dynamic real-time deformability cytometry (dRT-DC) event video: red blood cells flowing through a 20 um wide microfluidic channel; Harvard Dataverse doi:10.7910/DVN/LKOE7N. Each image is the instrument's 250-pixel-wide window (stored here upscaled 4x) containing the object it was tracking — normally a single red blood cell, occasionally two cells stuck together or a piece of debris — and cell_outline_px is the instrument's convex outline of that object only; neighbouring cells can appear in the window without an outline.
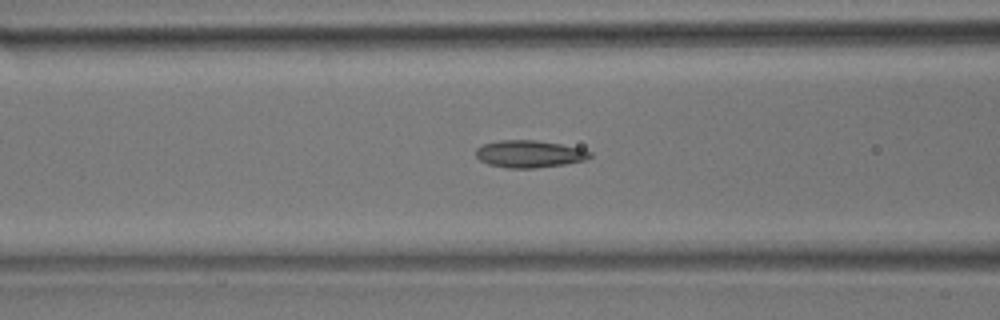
{"species": "common noctule bat (a hibernating species)", "species_latin": "Nyctalus noctula", "temperature_condition": "room temperature", "stored_images_in_passage": 46, "camera_frame_rate_fps": 3000, "um_per_image_px": 0.085, "animal": {"sex": "male", "body_mass_g": 17.9}, "frame": {"image": 1, "passage_image": 18, "time_ms": 5.667, "image_size_px": [1000, 320], "cell_outline_px": [[592, 156], [584, 160], [564, 164], [536, 168], [508, 168], [488, 164], [480, 160], [476, 156], [476, 148], [484, 144], [500, 140], [536, 140], [584, 148], [592, 152]], "centroid_in_image_um": [45.02, 13.08], "position_along_channel_um": 121.6, "area_um2": 18.15}}
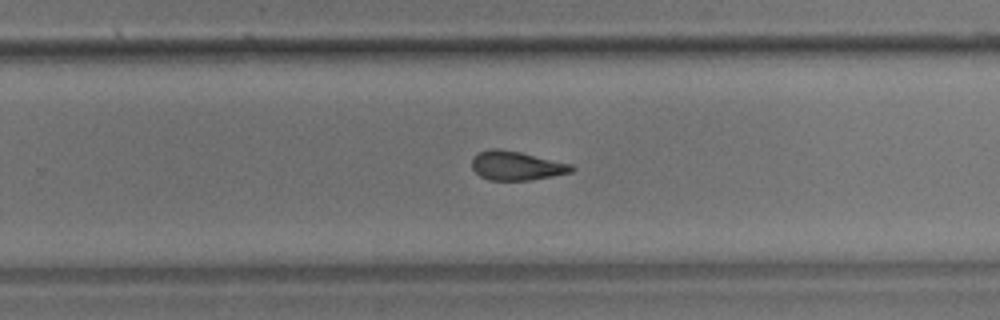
{"frame": {"image": 2, "passage_image": 29, "time_ms": 9.333, "image_size_px": [1000, 320], "cell_outline_px": [[576, 168], [572, 172], [532, 180], [488, 180], [480, 176], [472, 168], [472, 160], [480, 152], [488, 148], [496, 148], [520, 152], [572, 164]], "centroid_in_image_um": [43.91, 14.09], "position_along_channel_um": 285.9, "area_um2": 16.82}}
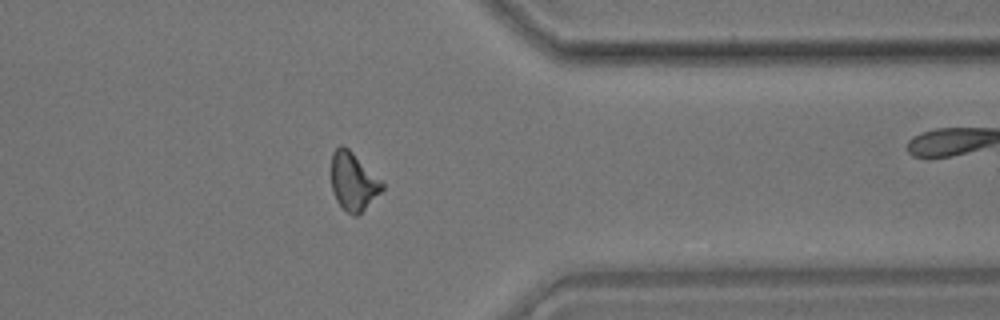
{"frame": {"image": 3, "passage_image": 36, "time_ms": 11.667, "image_size_px": [1000, 320], "cell_outline_px": [[384, 188], [356, 216], [352, 216], [336, 200], [332, 188], [332, 152], [340, 144], [348, 148], [384, 184]], "centroid_in_image_um": [30.0, 15.41], "position_along_channel_um": 381.4, "area_um2": 16.59}}